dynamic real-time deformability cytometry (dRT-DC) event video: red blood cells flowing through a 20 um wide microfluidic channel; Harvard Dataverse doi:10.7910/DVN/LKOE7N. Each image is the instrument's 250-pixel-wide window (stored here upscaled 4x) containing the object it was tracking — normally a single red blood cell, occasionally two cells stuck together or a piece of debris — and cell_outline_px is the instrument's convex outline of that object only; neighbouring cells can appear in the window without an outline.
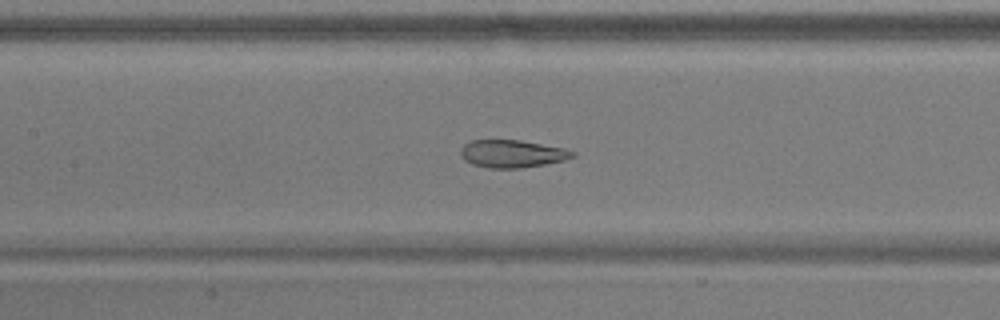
{"species": "common noctule bat (a hibernating species)", "species_latin": "Nyctalus noctula", "temperature_condition": "warm", "stored_images_in_passage": 38, "camera_frame_rate_fps": 3000, "um_per_image_px": 0.085, "animal": {"sex": "male", "body_mass_g": 17.9}, "frame": {"image": 1, "passage_image": 8, "time_ms": 2.333, "image_size_px": [1000, 320], "cell_outline_px": [[576, 156], [564, 160], [544, 164], [520, 168], [488, 168], [472, 164], [464, 160], [460, 156], [460, 148], [464, 144], [472, 140], [520, 140], [564, 148], [576, 152]], "centroid_in_image_um": [43.51, 13.06], "position_along_channel_um": 163.9, "area_um2": 18.09}}
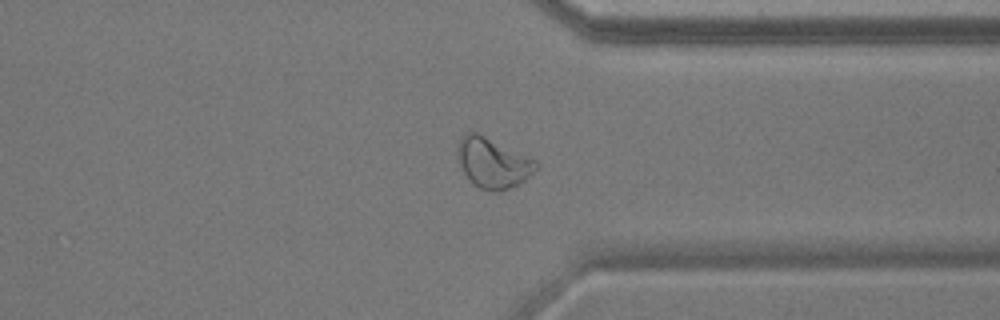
{"frame": {"image": 2, "passage_image": 25, "time_ms": 8.0, "image_size_px": [1000, 320], "cell_outline_px": [[540, 168], [520, 184], [500, 192], [496, 192], [480, 188], [464, 172], [460, 164], [456, 148], [460, 136], [464, 132], [476, 132], [536, 160], [540, 164]], "centroid_in_image_um": [41.93, 13.84], "position_along_channel_um": 369.5, "area_um2": 22.89}}
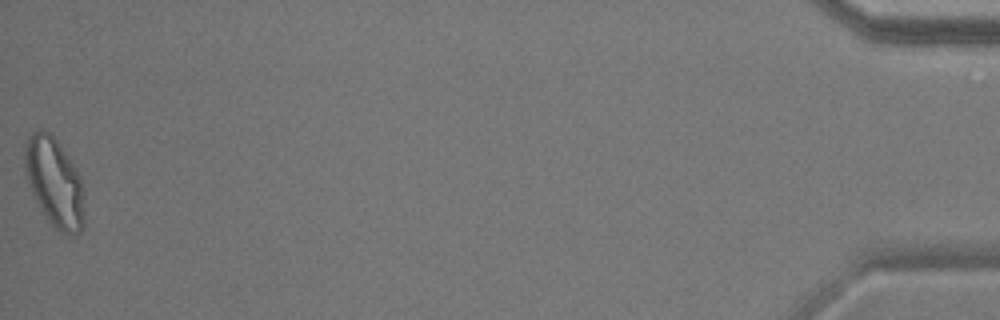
{"frame": {"image": 3, "passage_image": 38, "time_ms": 12.333, "image_size_px": [1000, 320], "cell_outline_px": [[84, 224], [80, 232], [72, 236], [56, 228], [48, 220], [36, 200], [32, 192], [28, 180], [24, 164], [24, 148], [28, 136], [36, 128], [40, 128], [48, 132], [56, 140], [76, 168], [80, 176], [84, 192]], "centroid_in_image_um": [4.64, 15.48], "position_along_channel_um": 430.6, "area_um2": 30.75}}